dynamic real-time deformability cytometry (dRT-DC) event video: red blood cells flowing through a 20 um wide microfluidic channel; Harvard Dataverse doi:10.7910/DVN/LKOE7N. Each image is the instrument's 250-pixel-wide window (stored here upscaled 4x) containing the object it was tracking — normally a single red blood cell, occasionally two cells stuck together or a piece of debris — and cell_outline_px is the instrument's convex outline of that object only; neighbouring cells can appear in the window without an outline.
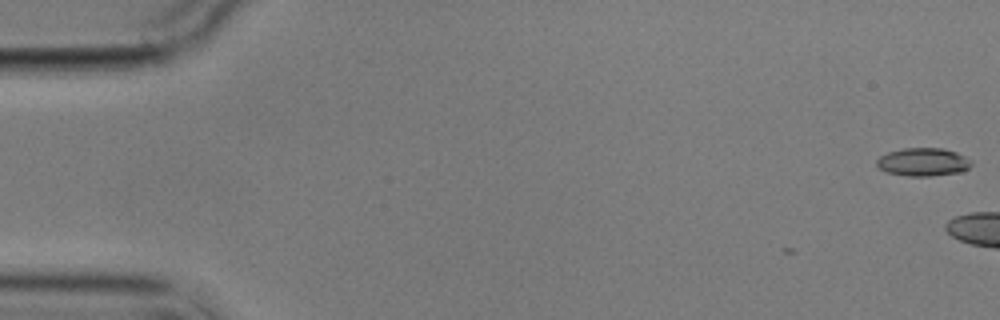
{"species": "common noctule bat (a hibernating species)", "species_latin": "Nyctalus noctula", "temperature_condition": "cold", "stored_images_in_passage": 4, "camera_frame_rate_fps": 3000, "um_per_image_px": 0.085, "animal": {"sex": "male", "body_mass_g": 17.9}, "frame": {"image": 1, "passage_image": 1, "time_ms": 0.0, "image_size_px": [1000, 320], "cell_outline_px": [[972, 164], [968, 168], [960, 172], [932, 176], [908, 176], [888, 172], [880, 168], [876, 164], [876, 160], [880, 156], [888, 152], [904, 148], [944, 148], [956, 152], [972, 160]], "centroid_in_image_um": [78.48, 13.76], "position_along_channel_um": 6.5, "area_um2": 15.49}}